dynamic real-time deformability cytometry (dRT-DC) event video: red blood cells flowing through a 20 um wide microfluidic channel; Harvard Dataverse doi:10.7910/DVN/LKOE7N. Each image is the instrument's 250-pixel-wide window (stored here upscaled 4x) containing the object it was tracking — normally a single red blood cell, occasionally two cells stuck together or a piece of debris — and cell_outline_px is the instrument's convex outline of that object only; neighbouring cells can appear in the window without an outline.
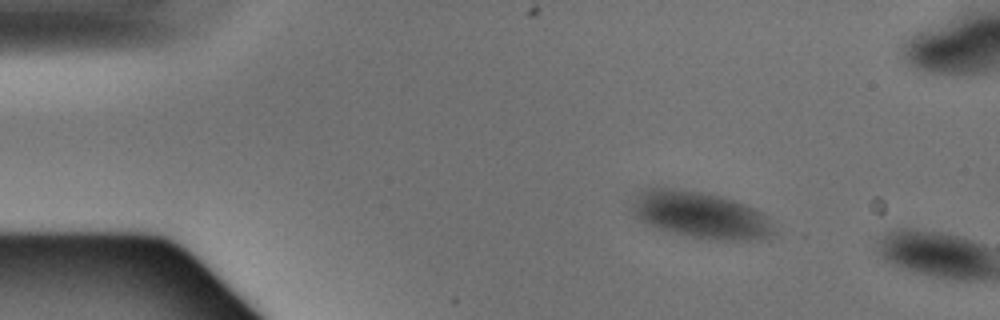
{"species": "Egyptian fruit bat (a non-hibernating species)", "species_latin": "Rousettus aegyptiacus", "temperature_condition": "warm", "stored_images_in_passage": 4, "camera_frame_rate_fps": 3000, "um_per_image_px": 0.085, "animal": {"sex": "male"}, "frame": {"image": 1, "passage_image": 4, "time_ms": 1.0, "image_size_px": [1000, 320], "cell_outline_px": [[776, 236], [768, 240], [708, 240], [672, 232], [656, 228], [632, 216], [632, 204], [640, 192], [644, 188], [676, 188], [708, 192], [756, 208], [768, 216], [776, 232]], "centroid_in_image_um": [59.61, 18.29], "position_along_channel_um": 25.4, "area_um2": 39.25}}